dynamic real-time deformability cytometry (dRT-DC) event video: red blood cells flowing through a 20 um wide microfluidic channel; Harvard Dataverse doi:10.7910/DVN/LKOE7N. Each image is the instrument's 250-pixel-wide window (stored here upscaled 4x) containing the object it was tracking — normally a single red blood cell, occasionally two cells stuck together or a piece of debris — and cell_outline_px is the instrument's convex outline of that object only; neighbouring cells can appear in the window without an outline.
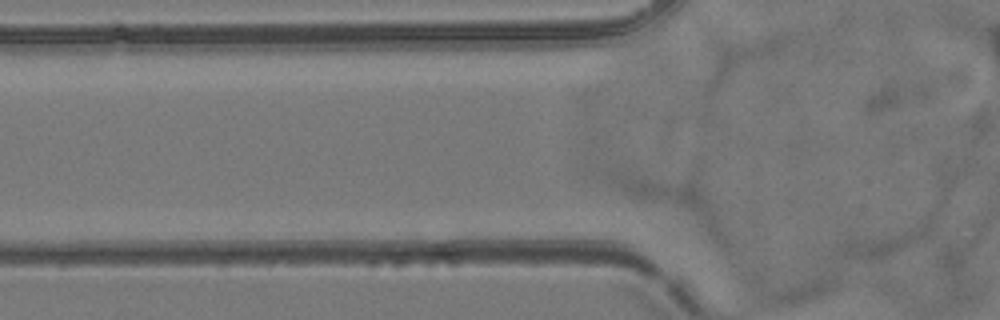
{"species": "common noctule bat (a hibernating species)", "species_latin": "Nyctalus noctula", "temperature_condition": "room temperature", "stored_images_in_passage": 3, "segment_of_instrument_passage": [3, 3], "camera_frame_rate_fps": 3000, "um_per_image_px": 0.085, "animal": {"sex": "female", "body_mass_g": 24.6, "forearm_length_mm": 56.2}, "frame": {"image": 1, "passage_image": 3, "time_ms": 0.667, "image_size_px": [1000, 320], "cell_outline_px": [[932, 232], [880, 260], [864, 260], [844, 256], [832, 252], [848, 236], [932, 212]], "centroid_in_image_um": [75.27, 20.3], "position_along_channel_um": 50.5, "area_um2": 17.63}}